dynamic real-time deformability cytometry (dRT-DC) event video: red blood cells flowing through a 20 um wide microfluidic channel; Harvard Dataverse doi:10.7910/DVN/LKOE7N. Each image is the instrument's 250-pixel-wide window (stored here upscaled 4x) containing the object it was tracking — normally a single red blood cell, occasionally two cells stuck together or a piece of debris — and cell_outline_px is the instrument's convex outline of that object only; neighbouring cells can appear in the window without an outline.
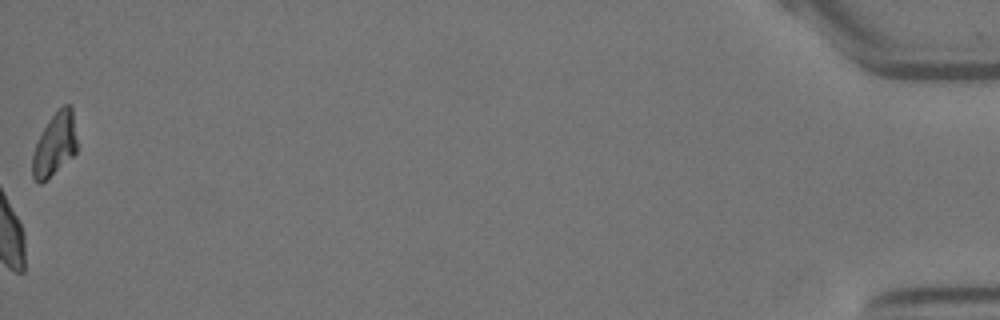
{"species": "Egyptian fruit bat (a non-hibernating species)", "species_latin": "Rousettus aegyptiacus", "temperature_condition": "warm", "stored_images_in_passage": 44, "camera_frame_rate_fps": 3000, "um_per_image_px": 0.085, "animal": {"sex": "female"}, "frame": {"image": 1, "passage_image": 44, "time_ms": 14.333, "image_size_px": [1000, 320], "cell_outline_px": [[76, 152], [72, 156], [40, 184], [32, 176], [32, 156], [36, 144], [44, 128], [52, 116], [64, 104], [68, 104], [72, 108], [76, 140]], "centroid_in_image_um": [4.64, 12.27], "position_along_channel_um": 430.6, "area_um2": 15.72}}